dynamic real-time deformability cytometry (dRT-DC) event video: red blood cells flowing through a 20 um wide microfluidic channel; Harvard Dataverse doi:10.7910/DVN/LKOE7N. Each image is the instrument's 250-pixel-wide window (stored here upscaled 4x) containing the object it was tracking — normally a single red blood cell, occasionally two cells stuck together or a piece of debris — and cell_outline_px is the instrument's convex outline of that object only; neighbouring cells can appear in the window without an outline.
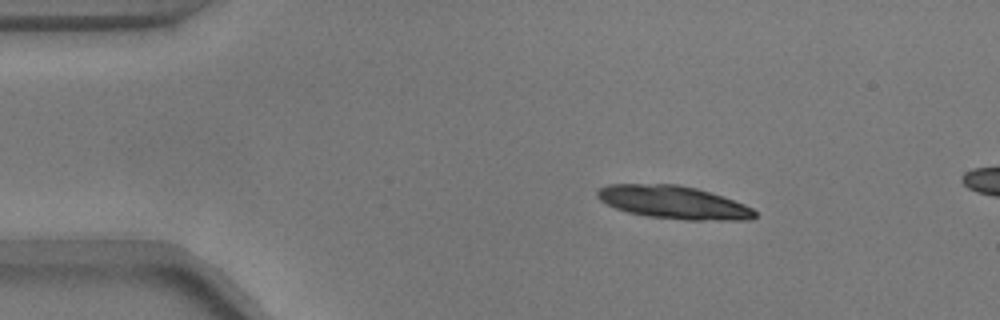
{"species": "common noctule bat (a hibernating species)", "species_latin": "Nyctalus noctula", "temperature_condition": "warm", "stored_images_in_passage": 5, "camera_frame_rate_fps": 3000, "um_per_image_px": 0.085, "animal": {"sex": "male", "body_mass_g": 17.9}, "frame": {"image": 1, "passage_image": 1, "time_ms": 0.0, "image_size_px": [1000, 320], "cell_outline_px": [[756, 216], [752, 220], [688, 220], [648, 216], [628, 212], [616, 208], [600, 200], [596, 196], [596, 192], [600, 188], [608, 184], [676, 184], [696, 188], [724, 196], [744, 204], [752, 208], [756, 212]], "centroid_in_image_um": [57.28, 17.2], "position_along_channel_um": 27.7, "area_um2": 30.23}}